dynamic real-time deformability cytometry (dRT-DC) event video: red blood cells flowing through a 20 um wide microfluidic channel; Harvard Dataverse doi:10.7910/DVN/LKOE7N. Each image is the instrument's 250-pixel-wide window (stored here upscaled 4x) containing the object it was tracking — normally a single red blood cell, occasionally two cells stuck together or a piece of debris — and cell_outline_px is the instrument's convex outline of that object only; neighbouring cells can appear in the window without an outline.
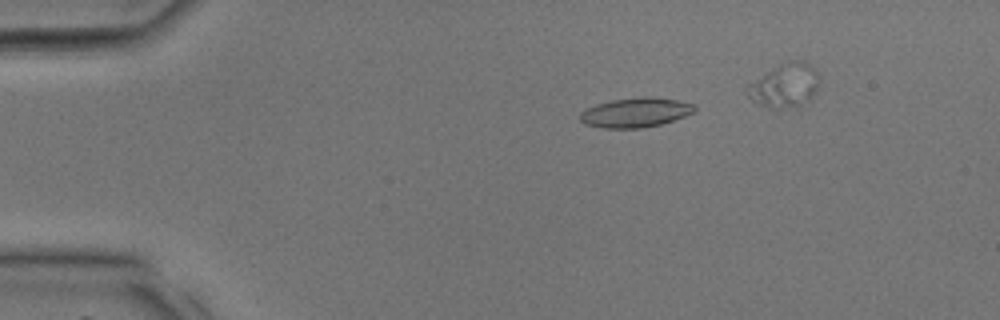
{"species": "common noctule bat (a hibernating species)", "species_latin": "Nyctalus noctula", "temperature_condition": "room temperature", "stored_images_in_passage": 18, "camera_frame_rate_fps": 3000, "um_per_image_px": 0.085, "animal": {"sex": "male", "body_mass_g": 17.9, "forearm_length_mm": 54.2}, "frame": {"image": 1, "passage_image": 6, "time_ms": 1.667, "image_size_px": [1000, 320], "cell_outline_px": [[696, 108], [692, 112], [684, 116], [660, 124], [640, 128], [604, 128], [584, 124], [580, 120], [580, 112], [596, 104], [612, 100], [640, 96], [648, 96], [676, 100], [696, 104]], "centroid_in_image_um": [54.0, 9.55], "position_along_channel_um": 31.0, "area_um2": 19.59}}
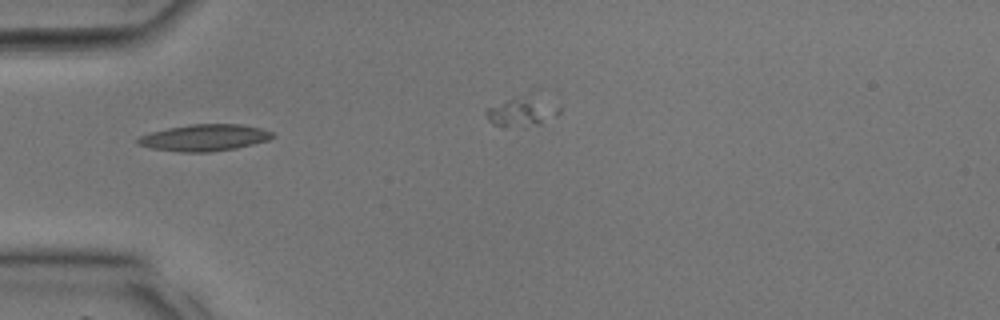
{"frame": {"image": 2, "passage_image": 11, "time_ms": 3.333, "image_size_px": [1000, 320], "cell_outline_px": [[276, 136], [268, 140], [236, 148], [208, 152], [180, 152], [152, 148], [136, 144], [136, 140], [140, 136], [152, 132], [168, 128], [192, 124], [240, 124], [260, 128], [272, 132]], "centroid_in_image_um": [17.38, 11.7], "position_along_channel_um": 67.6, "area_um2": 20.75}}
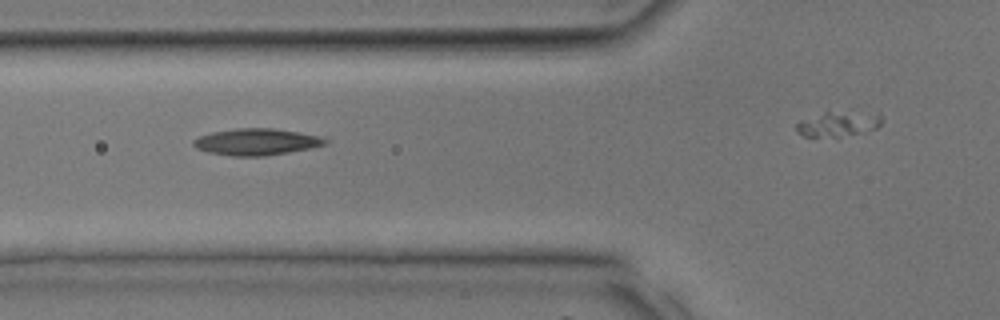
{"frame": {"image": 3, "passage_image": 13, "time_ms": 4.0, "image_size_px": [1000, 320], "cell_outline_px": [[332, 140], [328, 144], [288, 152], [264, 156], [232, 156], [208, 152], [196, 148], [192, 144], [192, 140], [200, 136], [212, 132], [240, 128], [272, 128], [328, 136]], "centroid_in_image_um": [21.89, 12.05], "position_along_channel_um": 103.9, "area_um2": 20.69}}